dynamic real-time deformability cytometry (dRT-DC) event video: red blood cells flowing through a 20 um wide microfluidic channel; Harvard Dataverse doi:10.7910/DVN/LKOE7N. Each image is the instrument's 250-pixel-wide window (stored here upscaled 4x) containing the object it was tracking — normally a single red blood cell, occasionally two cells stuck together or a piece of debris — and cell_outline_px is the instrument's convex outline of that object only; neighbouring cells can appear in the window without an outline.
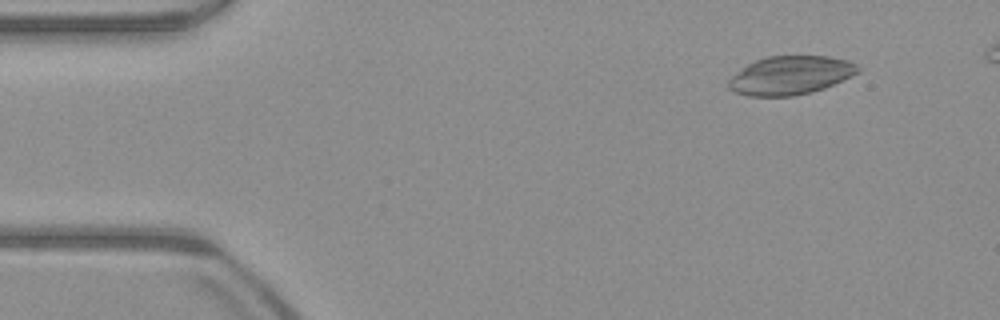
{"species": "common noctule bat (a hibernating species)", "species_latin": "Nyctalus noctula", "temperature_condition": "warm", "stored_images_in_passage": 48, "camera_frame_rate_fps": 3000, "um_per_image_px": 0.085, "animal": {"sex": "male", "body_mass_g": 23.1, "forearm_length_mm": 52.7}, "frame": {"image": 1, "passage_image": 5, "time_ms": 1.333, "image_size_px": [1000, 320], "cell_outline_px": [[860, 72], [824, 88], [812, 92], [792, 96], [748, 96], [736, 92], [728, 88], [728, 80], [732, 76], [748, 64], [756, 60], [768, 56], [828, 56], [848, 60], [856, 64], [860, 68]], "centroid_in_image_um": [67.2, 6.4], "position_along_channel_um": 17.8, "area_um2": 28.96}}
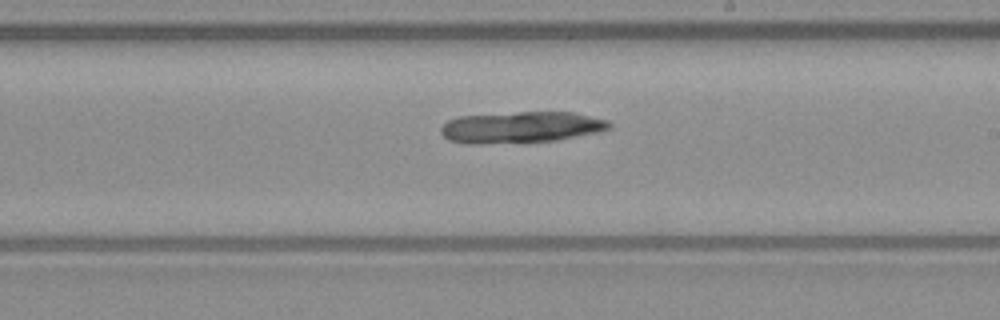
{"frame": {"image": 2, "passage_image": 29, "time_ms": 9.333, "image_size_px": [1000, 320], "cell_outline_px": [[612, 128], [600, 132], [556, 140], [480, 144], [464, 144], [448, 140], [440, 132], [440, 128], [448, 120], [456, 116], [520, 112], [572, 112], [608, 120], [612, 124]], "centroid_in_image_um": [44.27, 10.82], "position_along_channel_um": 244.7, "area_um2": 30.92}}
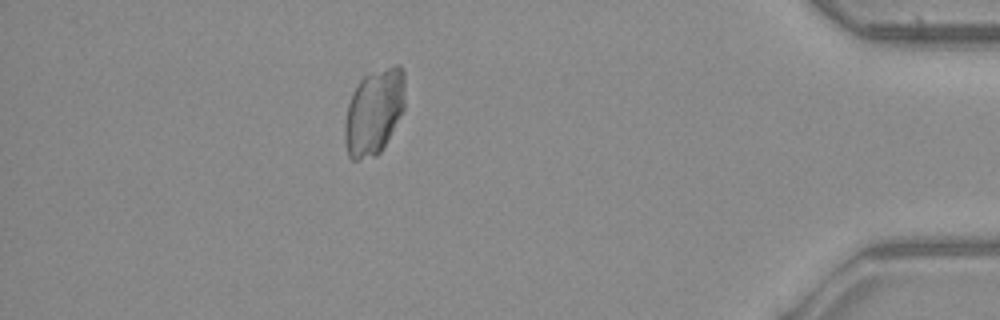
{"frame": {"image": 3, "passage_image": 45, "time_ms": 14.667, "image_size_px": [1000, 320], "cell_outline_px": [[404, 108], [380, 152], [376, 156], [356, 160], [352, 160], [348, 156], [344, 140], [344, 120], [348, 104], [352, 92], [360, 80], [364, 76], [372, 72], [396, 64], [400, 64], [404, 68]], "centroid_in_image_um": [31.77, 9.49], "position_along_channel_um": 403.4, "area_um2": 30.17}}